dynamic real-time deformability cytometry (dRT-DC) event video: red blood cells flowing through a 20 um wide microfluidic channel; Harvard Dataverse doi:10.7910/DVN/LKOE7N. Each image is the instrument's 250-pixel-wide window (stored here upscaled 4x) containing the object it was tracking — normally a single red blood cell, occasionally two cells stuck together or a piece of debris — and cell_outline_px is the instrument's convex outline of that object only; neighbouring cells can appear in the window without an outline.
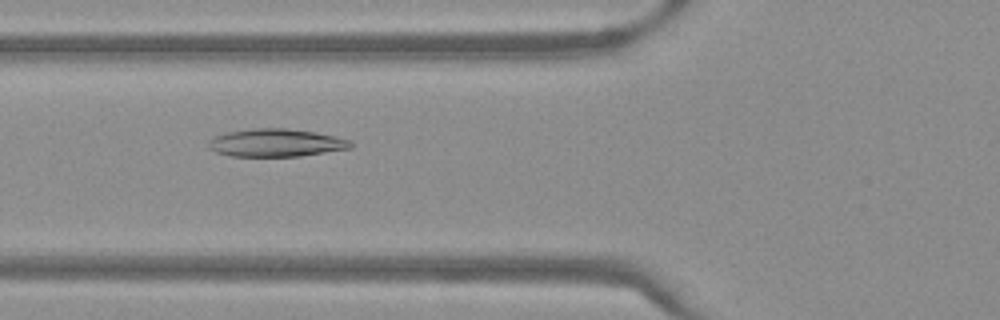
{"species": "Egyptian fruit bat (a non-hibernating species)", "species_latin": "Rousettus aegyptiacus", "temperature_condition": "warm", "stored_images_in_passage": 50, "camera_frame_rate_fps": 3000, "um_per_image_px": 0.085, "frame": {"image": 1, "passage_image": 19, "time_ms": 6.0, "image_size_px": [1000, 320], "cell_outline_px": [[352, 148], [300, 156], [228, 156], [216, 152], [208, 148], [208, 140], [212, 136], [228, 132], [252, 128], [288, 128], [336, 136], [352, 140]], "centroid_in_image_um": [23.43, 12.13], "position_along_channel_um": 102.4, "area_um2": 23.24}}
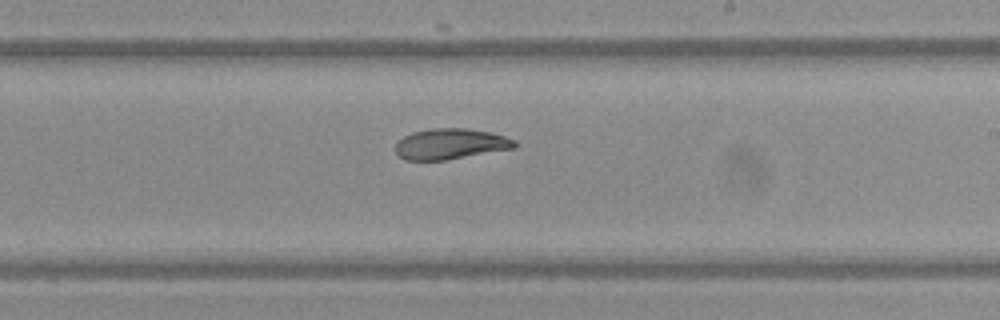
{"frame": {"image": 2, "passage_image": 30, "time_ms": 9.667, "image_size_px": [1000, 320], "cell_outline_px": [[516, 148], [444, 160], [404, 160], [396, 152], [396, 144], [404, 136], [412, 132], [432, 128], [468, 128], [492, 132], [516, 140]], "centroid_in_image_um": [38.32, 12.22], "position_along_channel_um": 250.7, "area_um2": 21.33}}
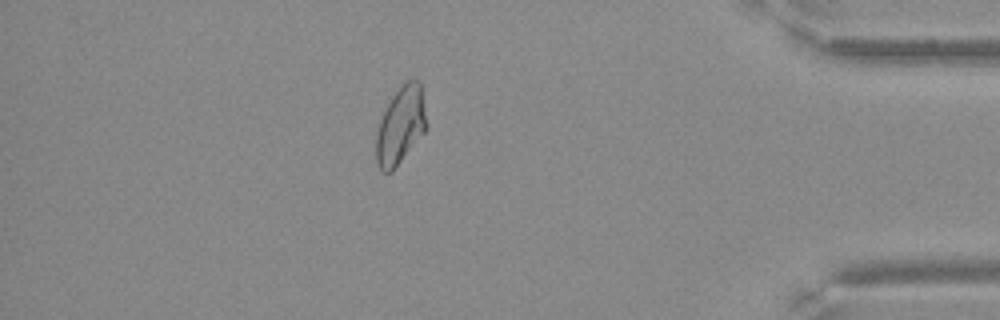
{"frame": {"image": 3, "passage_image": 44, "time_ms": 14.333, "image_size_px": [1000, 320], "cell_outline_px": [[428, 128], [392, 172], [384, 172], [376, 164], [376, 132], [380, 120], [392, 96], [404, 80], [420, 80], [428, 124]], "centroid_in_image_um": [34.07, 10.65], "position_along_channel_um": 401.1, "area_um2": 22.89}}